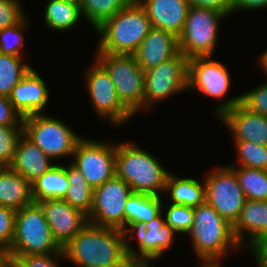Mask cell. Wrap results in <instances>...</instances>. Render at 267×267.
Masks as SVG:
<instances>
[{
	"instance_id": "obj_41",
	"label": "cell",
	"mask_w": 267,
	"mask_h": 267,
	"mask_svg": "<svg viewBox=\"0 0 267 267\" xmlns=\"http://www.w3.org/2000/svg\"><path fill=\"white\" fill-rule=\"evenodd\" d=\"M190 6L212 8L219 12L230 15L233 10L235 0H188Z\"/></svg>"
},
{
	"instance_id": "obj_46",
	"label": "cell",
	"mask_w": 267,
	"mask_h": 267,
	"mask_svg": "<svg viewBox=\"0 0 267 267\" xmlns=\"http://www.w3.org/2000/svg\"><path fill=\"white\" fill-rule=\"evenodd\" d=\"M62 1L81 8L82 0H62Z\"/></svg>"
},
{
	"instance_id": "obj_27",
	"label": "cell",
	"mask_w": 267,
	"mask_h": 267,
	"mask_svg": "<svg viewBox=\"0 0 267 267\" xmlns=\"http://www.w3.org/2000/svg\"><path fill=\"white\" fill-rule=\"evenodd\" d=\"M66 175L69 189L63 200L88 216L92 206L94 189L88 184L81 171L71 162L66 166Z\"/></svg>"
},
{
	"instance_id": "obj_32",
	"label": "cell",
	"mask_w": 267,
	"mask_h": 267,
	"mask_svg": "<svg viewBox=\"0 0 267 267\" xmlns=\"http://www.w3.org/2000/svg\"><path fill=\"white\" fill-rule=\"evenodd\" d=\"M240 167L267 170V146L252 141L234 140Z\"/></svg>"
},
{
	"instance_id": "obj_4",
	"label": "cell",
	"mask_w": 267,
	"mask_h": 267,
	"mask_svg": "<svg viewBox=\"0 0 267 267\" xmlns=\"http://www.w3.org/2000/svg\"><path fill=\"white\" fill-rule=\"evenodd\" d=\"M170 172L160 161L132 142L116 144V175L133 193L161 196Z\"/></svg>"
},
{
	"instance_id": "obj_25",
	"label": "cell",
	"mask_w": 267,
	"mask_h": 267,
	"mask_svg": "<svg viewBox=\"0 0 267 267\" xmlns=\"http://www.w3.org/2000/svg\"><path fill=\"white\" fill-rule=\"evenodd\" d=\"M165 192L172 204L197 207L205 202V183L190 177H178L169 173Z\"/></svg>"
},
{
	"instance_id": "obj_47",
	"label": "cell",
	"mask_w": 267,
	"mask_h": 267,
	"mask_svg": "<svg viewBox=\"0 0 267 267\" xmlns=\"http://www.w3.org/2000/svg\"><path fill=\"white\" fill-rule=\"evenodd\" d=\"M0 267H7V254H2L0 258Z\"/></svg>"
},
{
	"instance_id": "obj_20",
	"label": "cell",
	"mask_w": 267,
	"mask_h": 267,
	"mask_svg": "<svg viewBox=\"0 0 267 267\" xmlns=\"http://www.w3.org/2000/svg\"><path fill=\"white\" fill-rule=\"evenodd\" d=\"M146 11L152 28L179 36L190 8L188 0H137Z\"/></svg>"
},
{
	"instance_id": "obj_30",
	"label": "cell",
	"mask_w": 267,
	"mask_h": 267,
	"mask_svg": "<svg viewBox=\"0 0 267 267\" xmlns=\"http://www.w3.org/2000/svg\"><path fill=\"white\" fill-rule=\"evenodd\" d=\"M24 57L0 53V96L9 97L13 88L33 68Z\"/></svg>"
},
{
	"instance_id": "obj_13",
	"label": "cell",
	"mask_w": 267,
	"mask_h": 267,
	"mask_svg": "<svg viewBox=\"0 0 267 267\" xmlns=\"http://www.w3.org/2000/svg\"><path fill=\"white\" fill-rule=\"evenodd\" d=\"M84 73L91 105L98 117L108 119L115 126H121L134 117L119 100L111 77L96 60Z\"/></svg>"
},
{
	"instance_id": "obj_42",
	"label": "cell",
	"mask_w": 267,
	"mask_h": 267,
	"mask_svg": "<svg viewBox=\"0 0 267 267\" xmlns=\"http://www.w3.org/2000/svg\"><path fill=\"white\" fill-rule=\"evenodd\" d=\"M258 267H267V235L258 241L251 249Z\"/></svg>"
},
{
	"instance_id": "obj_22",
	"label": "cell",
	"mask_w": 267,
	"mask_h": 267,
	"mask_svg": "<svg viewBox=\"0 0 267 267\" xmlns=\"http://www.w3.org/2000/svg\"><path fill=\"white\" fill-rule=\"evenodd\" d=\"M24 134L19 138L11 168L21 174L30 184L46 173L55 164Z\"/></svg>"
},
{
	"instance_id": "obj_26",
	"label": "cell",
	"mask_w": 267,
	"mask_h": 267,
	"mask_svg": "<svg viewBox=\"0 0 267 267\" xmlns=\"http://www.w3.org/2000/svg\"><path fill=\"white\" fill-rule=\"evenodd\" d=\"M31 186L32 198L36 203L45 199H63L69 189L66 166L55 164Z\"/></svg>"
},
{
	"instance_id": "obj_14",
	"label": "cell",
	"mask_w": 267,
	"mask_h": 267,
	"mask_svg": "<svg viewBox=\"0 0 267 267\" xmlns=\"http://www.w3.org/2000/svg\"><path fill=\"white\" fill-rule=\"evenodd\" d=\"M241 95L227 98L215 107L217 116L235 140L252 141L267 146V116L254 113L240 103Z\"/></svg>"
},
{
	"instance_id": "obj_16",
	"label": "cell",
	"mask_w": 267,
	"mask_h": 267,
	"mask_svg": "<svg viewBox=\"0 0 267 267\" xmlns=\"http://www.w3.org/2000/svg\"><path fill=\"white\" fill-rule=\"evenodd\" d=\"M231 78L224 64L212 57H195L188 61V91L196 90L217 100L227 96Z\"/></svg>"
},
{
	"instance_id": "obj_1",
	"label": "cell",
	"mask_w": 267,
	"mask_h": 267,
	"mask_svg": "<svg viewBox=\"0 0 267 267\" xmlns=\"http://www.w3.org/2000/svg\"><path fill=\"white\" fill-rule=\"evenodd\" d=\"M127 238L122 230L88 223L62 247L64 259L78 267H134Z\"/></svg>"
},
{
	"instance_id": "obj_7",
	"label": "cell",
	"mask_w": 267,
	"mask_h": 267,
	"mask_svg": "<svg viewBox=\"0 0 267 267\" xmlns=\"http://www.w3.org/2000/svg\"><path fill=\"white\" fill-rule=\"evenodd\" d=\"M95 60L106 70L121 103L133 114L144 109L145 71L133 55L96 53Z\"/></svg>"
},
{
	"instance_id": "obj_33",
	"label": "cell",
	"mask_w": 267,
	"mask_h": 267,
	"mask_svg": "<svg viewBox=\"0 0 267 267\" xmlns=\"http://www.w3.org/2000/svg\"><path fill=\"white\" fill-rule=\"evenodd\" d=\"M162 212L165 215V223L175 232V234H187L193 224L194 207L176 205L169 202L163 205ZM168 205V206H167ZM163 206H166L163 208ZM163 209H166L163 211Z\"/></svg>"
},
{
	"instance_id": "obj_12",
	"label": "cell",
	"mask_w": 267,
	"mask_h": 267,
	"mask_svg": "<svg viewBox=\"0 0 267 267\" xmlns=\"http://www.w3.org/2000/svg\"><path fill=\"white\" fill-rule=\"evenodd\" d=\"M72 157L71 163L81 171L93 189L116 175V144L82 138Z\"/></svg>"
},
{
	"instance_id": "obj_3",
	"label": "cell",
	"mask_w": 267,
	"mask_h": 267,
	"mask_svg": "<svg viewBox=\"0 0 267 267\" xmlns=\"http://www.w3.org/2000/svg\"><path fill=\"white\" fill-rule=\"evenodd\" d=\"M151 28L144 8L132 0L95 29L101 36L96 53L133 55Z\"/></svg>"
},
{
	"instance_id": "obj_15",
	"label": "cell",
	"mask_w": 267,
	"mask_h": 267,
	"mask_svg": "<svg viewBox=\"0 0 267 267\" xmlns=\"http://www.w3.org/2000/svg\"><path fill=\"white\" fill-rule=\"evenodd\" d=\"M174 233L165 223L161 211L149 223L142 224L128 235L129 240L133 237L138 240V252L129 243L130 261L135 266L151 267V262L161 257L167 249H171L175 238Z\"/></svg>"
},
{
	"instance_id": "obj_10",
	"label": "cell",
	"mask_w": 267,
	"mask_h": 267,
	"mask_svg": "<svg viewBox=\"0 0 267 267\" xmlns=\"http://www.w3.org/2000/svg\"><path fill=\"white\" fill-rule=\"evenodd\" d=\"M188 59L179 52L169 60L145 71L144 109L171 95L188 90Z\"/></svg>"
},
{
	"instance_id": "obj_43",
	"label": "cell",
	"mask_w": 267,
	"mask_h": 267,
	"mask_svg": "<svg viewBox=\"0 0 267 267\" xmlns=\"http://www.w3.org/2000/svg\"><path fill=\"white\" fill-rule=\"evenodd\" d=\"M267 8V0H235L233 5V12L240 10H258Z\"/></svg>"
},
{
	"instance_id": "obj_2",
	"label": "cell",
	"mask_w": 267,
	"mask_h": 267,
	"mask_svg": "<svg viewBox=\"0 0 267 267\" xmlns=\"http://www.w3.org/2000/svg\"><path fill=\"white\" fill-rule=\"evenodd\" d=\"M187 235L201 263H220V258L242 248L234 237L232 225L206 201L194 207L193 224Z\"/></svg>"
},
{
	"instance_id": "obj_8",
	"label": "cell",
	"mask_w": 267,
	"mask_h": 267,
	"mask_svg": "<svg viewBox=\"0 0 267 267\" xmlns=\"http://www.w3.org/2000/svg\"><path fill=\"white\" fill-rule=\"evenodd\" d=\"M23 134L36 144L51 160L73 155L83 138L61 119L48 114H31L22 118Z\"/></svg>"
},
{
	"instance_id": "obj_28",
	"label": "cell",
	"mask_w": 267,
	"mask_h": 267,
	"mask_svg": "<svg viewBox=\"0 0 267 267\" xmlns=\"http://www.w3.org/2000/svg\"><path fill=\"white\" fill-rule=\"evenodd\" d=\"M45 7V25L57 32L70 30L82 19L79 7L62 0H49Z\"/></svg>"
},
{
	"instance_id": "obj_9",
	"label": "cell",
	"mask_w": 267,
	"mask_h": 267,
	"mask_svg": "<svg viewBox=\"0 0 267 267\" xmlns=\"http://www.w3.org/2000/svg\"><path fill=\"white\" fill-rule=\"evenodd\" d=\"M132 194L131 187L117 175L94 188L88 223L125 233L126 201Z\"/></svg>"
},
{
	"instance_id": "obj_24",
	"label": "cell",
	"mask_w": 267,
	"mask_h": 267,
	"mask_svg": "<svg viewBox=\"0 0 267 267\" xmlns=\"http://www.w3.org/2000/svg\"><path fill=\"white\" fill-rule=\"evenodd\" d=\"M161 196L133 193L126 201L125 233L129 235L144 223H149L162 211Z\"/></svg>"
},
{
	"instance_id": "obj_19",
	"label": "cell",
	"mask_w": 267,
	"mask_h": 267,
	"mask_svg": "<svg viewBox=\"0 0 267 267\" xmlns=\"http://www.w3.org/2000/svg\"><path fill=\"white\" fill-rule=\"evenodd\" d=\"M232 230L237 243L250 250L267 235V201L245 200Z\"/></svg>"
},
{
	"instance_id": "obj_18",
	"label": "cell",
	"mask_w": 267,
	"mask_h": 267,
	"mask_svg": "<svg viewBox=\"0 0 267 267\" xmlns=\"http://www.w3.org/2000/svg\"><path fill=\"white\" fill-rule=\"evenodd\" d=\"M49 96L44 79L32 68L13 88L9 100L23 118L31 114L43 113Z\"/></svg>"
},
{
	"instance_id": "obj_35",
	"label": "cell",
	"mask_w": 267,
	"mask_h": 267,
	"mask_svg": "<svg viewBox=\"0 0 267 267\" xmlns=\"http://www.w3.org/2000/svg\"><path fill=\"white\" fill-rule=\"evenodd\" d=\"M23 125L0 126V167H10L14 160Z\"/></svg>"
},
{
	"instance_id": "obj_17",
	"label": "cell",
	"mask_w": 267,
	"mask_h": 267,
	"mask_svg": "<svg viewBox=\"0 0 267 267\" xmlns=\"http://www.w3.org/2000/svg\"><path fill=\"white\" fill-rule=\"evenodd\" d=\"M37 203L44 212L54 239L61 247L88 224L87 215L63 199H45Z\"/></svg>"
},
{
	"instance_id": "obj_23",
	"label": "cell",
	"mask_w": 267,
	"mask_h": 267,
	"mask_svg": "<svg viewBox=\"0 0 267 267\" xmlns=\"http://www.w3.org/2000/svg\"><path fill=\"white\" fill-rule=\"evenodd\" d=\"M33 202L31 184L11 167H0V205L17 211Z\"/></svg>"
},
{
	"instance_id": "obj_11",
	"label": "cell",
	"mask_w": 267,
	"mask_h": 267,
	"mask_svg": "<svg viewBox=\"0 0 267 267\" xmlns=\"http://www.w3.org/2000/svg\"><path fill=\"white\" fill-rule=\"evenodd\" d=\"M204 183L205 201L233 226L246 200L235 172L229 166L213 168Z\"/></svg>"
},
{
	"instance_id": "obj_48",
	"label": "cell",
	"mask_w": 267,
	"mask_h": 267,
	"mask_svg": "<svg viewBox=\"0 0 267 267\" xmlns=\"http://www.w3.org/2000/svg\"><path fill=\"white\" fill-rule=\"evenodd\" d=\"M201 267H221L220 263H204L202 262Z\"/></svg>"
},
{
	"instance_id": "obj_45",
	"label": "cell",
	"mask_w": 267,
	"mask_h": 267,
	"mask_svg": "<svg viewBox=\"0 0 267 267\" xmlns=\"http://www.w3.org/2000/svg\"><path fill=\"white\" fill-rule=\"evenodd\" d=\"M258 64H260V66H262V70L265 73V75L267 76V49L266 51H264L259 57H258Z\"/></svg>"
},
{
	"instance_id": "obj_21",
	"label": "cell",
	"mask_w": 267,
	"mask_h": 267,
	"mask_svg": "<svg viewBox=\"0 0 267 267\" xmlns=\"http://www.w3.org/2000/svg\"><path fill=\"white\" fill-rule=\"evenodd\" d=\"M179 53L178 37L173 33L151 28L133 54L144 70L156 67Z\"/></svg>"
},
{
	"instance_id": "obj_29",
	"label": "cell",
	"mask_w": 267,
	"mask_h": 267,
	"mask_svg": "<svg viewBox=\"0 0 267 267\" xmlns=\"http://www.w3.org/2000/svg\"><path fill=\"white\" fill-rule=\"evenodd\" d=\"M235 172L246 200L267 201V170L229 165Z\"/></svg>"
},
{
	"instance_id": "obj_38",
	"label": "cell",
	"mask_w": 267,
	"mask_h": 267,
	"mask_svg": "<svg viewBox=\"0 0 267 267\" xmlns=\"http://www.w3.org/2000/svg\"><path fill=\"white\" fill-rule=\"evenodd\" d=\"M20 0H0V30L18 24L24 17Z\"/></svg>"
},
{
	"instance_id": "obj_6",
	"label": "cell",
	"mask_w": 267,
	"mask_h": 267,
	"mask_svg": "<svg viewBox=\"0 0 267 267\" xmlns=\"http://www.w3.org/2000/svg\"><path fill=\"white\" fill-rule=\"evenodd\" d=\"M225 13L212 8L190 6L182 33L178 36L179 52L188 60L212 57L217 48L220 21Z\"/></svg>"
},
{
	"instance_id": "obj_36",
	"label": "cell",
	"mask_w": 267,
	"mask_h": 267,
	"mask_svg": "<svg viewBox=\"0 0 267 267\" xmlns=\"http://www.w3.org/2000/svg\"><path fill=\"white\" fill-rule=\"evenodd\" d=\"M240 95V103L246 109L267 116V82Z\"/></svg>"
},
{
	"instance_id": "obj_39",
	"label": "cell",
	"mask_w": 267,
	"mask_h": 267,
	"mask_svg": "<svg viewBox=\"0 0 267 267\" xmlns=\"http://www.w3.org/2000/svg\"><path fill=\"white\" fill-rule=\"evenodd\" d=\"M64 258L63 253L30 254L19 259L26 267H59L58 261Z\"/></svg>"
},
{
	"instance_id": "obj_44",
	"label": "cell",
	"mask_w": 267,
	"mask_h": 267,
	"mask_svg": "<svg viewBox=\"0 0 267 267\" xmlns=\"http://www.w3.org/2000/svg\"><path fill=\"white\" fill-rule=\"evenodd\" d=\"M7 267H26L18 258L7 255Z\"/></svg>"
},
{
	"instance_id": "obj_37",
	"label": "cell",
	"mask_w": 267,
	"mask_h": 267,
	"mask_svg": "<svg viewBox=\"0 0 267 267\" xmlns=\"http://www.w3.org/2000/svg\"><path fill=\"white\" fill-rule=\"evenodd\" d=\"M16 211L0 205V252L7 254L14 235Z\"/></svg>"
},
{
	"instance_id": "obj_40",
	"label": "cell",
	"mask_w": 267,
	"mask_h": 267,
	"mask_svg": "<svg viewBox=\"0 0 267 267\" xmlns=\"http://www.w3.org/2000/svg\"><path fill=\"white\" fill-rule=\"evenodd\" d=\"M23 125L21 115L13 108L9 97L0 96V126Z\"/></svg>"
},
{
	"instance_id": "obj_5",
	"label": "cell",
	"mask_w": 267,
	"mask_h": 267,
	"mask_svg": "<svg viewBox=\"0 0 267 267\" xmlns=\"http://www.w3.org/2000/svg\"><path fill=\"white\" fill-rule=\"evenodd\" d=\"M63 253L54 239L40 205L33 202L16 211L14 235L7 255Z\"/></svg>"
},
{
	"instance_id": "obj_34",
	"label": "cell",
	"mask_w": 267,
	"mask_h": 267,
	"mask_svg": "<svg viewBox=\"0 0 267 267\" xmlns=\"http://www.w3.org/2000/svg\"><path fill=\"white\" fill-rule=\"evenodd\" d=\"M27 24L29 23L25 16L18 24L0 30V53L23 57L21 52L25 39L23 31Z\"/></svg>"
},
{
	"instance_id": "obj_31",
	"label": "cell",
	"mask_w": 267,
	"mask_h": 267,
	"mask_svg": "<svg viewBox=\"0 0 267 267\" xmlns=\"http://www.w3.org/2000/svg\"><path fill=\"white\" fill-rule=\"evenodd\" d=\"M132 0H82L81 15L97 29L104 21L113 17Z\"/></svg>"
}]
</instances>
